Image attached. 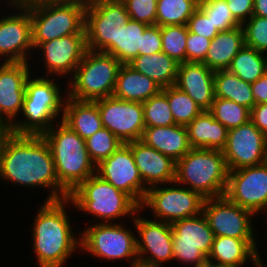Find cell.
Here are the masks:
<instances>
[{
    "label": "cell",
    "mask_w": 267,
    "mask_h": 267,
    "mask_svg": "<svg viewBox=\"0 0 267 267\" xmlns=\"http://www.w3.org/2000/svg\"><path fill=\"white\" fill-rule=\"evenodd\" d=\"M0 181L27 188H48L45 201L69 198L59 183L54 159L43 136L13 134L0 156ZM50 189V191H49Z\"/></svg>",
    "instance_id": "1"
},
{
    "label": "cell",
    "mask_w": 267,
    "mask_h": 267,
    "mask_svg": "<svg viewBox=\"0 0 267 267\" xmlns=\"http://www.w3.org/2000/svg\"><path fill=\"white\" fill-rule=\"evenodd\" d=\"M70 203L69 198L44 201L38 209L31 231L38 267H65L72 254L79 252L80 234L74 232L66 210Z\"/></svg>",
    "instance_id": "2"
},
{
    "label": "cell",
    "mask_w": 267,
    "mask_h": 267,
    "mask_svg": "<svg viewBox=\"0 0 267 267\" xmlns=\"http://www.w3.org/2000/svg\"><path fill=\"white\" fill-rule=\"evenodd\" d=\"M32 76L31 74L25 84L21 112L23 119L20 117V120L17 119L12 124L15 135L42 136L56 123V119L63 117L67 90L64 95L61 84L56 83L55 77Z\"/></svg>",
    "instance_id": "3"
},
{
    "label": "cell",
    "mask_w": 267,
    "mask_h": 267,
    "mask_svg": "<svg viewBox=\"0 0 267 267\" xmlns=\"http://www.w3.org/2000/svg\"><path fill=\"white\" fill-rule=\"evenodd\" d=\"M42 136L51 150L57 179L69 193L95 174L96 165L89 156L85 140L62 120Z\"/></svg>",
    "instance_id": "4"
},
{
    "label": "cell",
    "mask_w": 267,
    "mask_h": 267,
    "mask_svg": "<svg viewBox=\"0 0 267 267\" xmlns=\"http://www.w3.org/2000/svg\"><path fill=\"white\" fill-rule=\"evenodd\" d=\"M72 206L99 219L96 223H113L114 220L134 217L140 206L125 192L93 174L80 183L69 195Z\"/></svg>",
    "instance_id": "5"
},
{
    "label": "cell",
    "mask_w": 267,
    "mask_h": 267,
    "mask_svg": "<svg viewBox=\"0 0 267 267\" xmlns=\"http://www.w3.org/2000/svg\"><path fill=\"white\" fill-rule=\"evenodd\" d=\"M228 174L222 151L192 148L176 162L175 181L205 199L214 198L225 194Z\"/></svg>",
    "instance_id": "6"
},
{
    "label": "cell",
    "mask_w": 267,
    "mask_h": 267,
    "mask_svg": "<svg viewBox=\"0 0 267 267\" xmlns=\"http://www.w3.org/2000/svg\"><path fill=\"white\" fill-rule=\"evenodd\" d=\"M121 65L113 55L87 50L67 82V97L94 102L112 96Z\"/></svg>",
    "instance_id": "7"
},
{
    "label": "cell",
    "mask_w": 267,
    "mask_h": 267,
    "mask_svg": "<svg viewBox=\"0 0 267 267\" xmlns=\"http://www.w3.org/2000/svg\"><path fill=\"white\" fill-rule=\"evenodd\" d=\"M124 223H93L80 233V251L98 259L109 261L128 260L130 266L138 262L136 232Z\"/></svg>",
    "instance_id": "8"
},
{
    "label": "cell",
    "mask_w": 267,
    "mask_h": 267,
    "mask_svg": "<svg viewBox=\"0 0 267 267\" xmlns=\"http://www.w3.org/2000/svg\"><path fill=\"white\" fill-rule=\"evenodd\" d=\"M87 2L28 7L32 43H43L71 34H85Z\"/></svg>",
    "instance_id": "9"
},
{
    "label": "cell",
    "mask_w": 267,
    "mask_h": 267,
    "mask_svg": "<svg viewBox=\"0 0 267 267\" xmlns=\"http://www.w3.org/2000/svg\"><path fill=\"white\" fill-rule=\"evenodd\" d=\"M130 16L121 0H87L85 34L87 49L114 56V41Z\"/></svg>",
    "instance_id": "10"
},
{
    "label": "cell",
    "mask_w": 267,
    "mask_h": 267,
    "mask_svg": "<svg viewBox=\"0 0 267 267\" xmlns=\"http://www.w3.org/2000/svg\"><path fill=\"white\" fill-rule=\"evenodd\" d=\"M167 185L149 188L140 210L149 208L154 214L152 219L168 223L202 213L205 198L200 193L180 187L176 181Z\"/></svg>",
    "instance_id": "11"
},
{
    "label": "cell",
    "mask_w": 267,
    "mask_h": 267,
    "mask_svg": "<svg viewBox=\"0 0 267 267\" xmlns=\"http://www.w3.org/2000/svg\"><path fill=\"white\" fill-rule=\"evenodd\" d=\"M171 226L173 262L194 267L206 264L215 235L204 214L176 220Z\"/></svg>",
    "instance_id": "12"
},
{
    "label": "cell",
    "mask_w": 267,
    "mask_h": 267,
    "mask_svg": "<svg viewBox=\"0 0 267 267\" xmlns=\"http://www.w3.org/2000/svg\"><path fill=\"white\" fill-rule=\"evenodd\" d=\"M2 6H8L14 12L7 10L10 15L6 13L0 18V58L4 59L3 62L30 63L29 59H33L31 56L35 51L32 45L29 8L18 3H6Z\"/></svg>",
    "instance_id": "13"
},
{
    "label": "cell",
    "mask_w": 267,
    "mask_h": 267,
    "mask_svg": "<svg viewBox=\"0 0 267 267\" xmlns=\"http://www.w3.org/2000/svg\"><path fill=\"white\" fill-rule=\"evenodd\" d=\"M202 213L215 236L236 239H256L253 217L255 214L230 201L225 195L206 198Z\"/></svg>",
    "instance_id": "14"
},
{
    "label": "cell",
    "mask_w": 267,
    "mask_h": 267,
    "mask_svg": "<svg viewBox=\"0 0 267 267\" xmlns=\"http://www.w3.org/2000/svg\"><path fill=\"white\" fill-rule=\"evenodd\" d=\"M230 201L255 215L267 212V161L229 171L224 194Z\"/></svg>",
    "instance_id": "15"
},
{
    "label": "cell",
    "mask_w": 267,
    "mask_h": 267,
    "mask_svg": "<svg viewBox=\"0 0 267 267\" xmlns=\"http://www.w3.org/2000/svg\"><path fill=\"white\" fill-rule=\"evenodd\" d=\"M139 212L140 209L131 219L139 237H136L138 262L157 267L173 262L171 223L137 216Z\"/></svg>",
    "instance_id": "16"
},
{
    "label": "cell",
    "mask_w": 267,
    "mask_h": 267,
    "mask_svg": "<svg viewBox=\"0 0 267 267\" xmlns=\"http://www.w3.org/2000/svg\"><path fill=\"white\" fill-rule=\"evenodd\" d=\"M98 105L102 125L122 144L141 140L145 124L143 105L108 96L94 101Z\"/></svg>",
    "instance_id": "17"
},
{
    "label": "cell",
    "mask_w": 267,
    "mask_h": 267,
    "mask_svg": "<svg viewBox=\"0 0 267 267\" xmlns=\"http://www.w3.org/2000/svg\"><path fill=\"white\" fill-rule=\"evenodd\" d=\"M95 174L128 194L139 206L142 204L148 188L143 183L128 144H122L108 158L100 161Z\"/></svg>",
    "instance_id": "18"
},
{
    "label": "cell",
    "mask_w": 267,
    "mask_h": 267,
    "mask_svg": "<svg viewBox=\"0 0 267 267\" xmlns=\"http://www.w3.org/2000/svg\"><path fill=\"white\" fill-rule=\"evenodd\" d=\"M34 50L40 56L47 72L46 77H61L74 75L75 69L82 61L87 49L86 34H71L43 43H32ZM54 75V76H53ZM65 76V77H64Z\"/></svg>",
    "instance_id": "19"
},
{
    "label": "cell",
    "mask_w": 267,
    "mask_h": 267,
    "mask_svg": "<svg viewBox=\"0 0 267 267\" xmlns=\"http://www.w3.org/2000/svg\"><path fill=\"white\" fill-rule=\"evenodd\" d=\"M229 171L267 161L264 134L251 122L228 130L222 151Z\"/></svg>",
    "instance_id": "20"
},
{
    "label": "cell",
    "mask_w": 267,
    "mask_h": 267,
    "mask_svg": "<svg viewBox=\"0 0 267 267\" xmlns=\"http://www.w3.org/2000/svg\"><path fill=\"white\" fill-rule=\"evenodd\" d=\"M30 68L26 62L0 63V119L11 125L22 112L25 84L32 73Z\"/></svg>",
    "instance_id": "21"
},
{
    "label": "cell",
    "mask_w": 267,
    "mask_h": 267,
    "mask_svg": "<svg viewBox=\"0 0 267 267\" xmlns=\"http://www.w3.org/2000/svg\"><path fill=\"white\" fill-rule=\"evenodd\" d=\"M127 144L132 150L139 174L148 189L175 181L176 162L173 159L141 140Z\"/></svg>",
    "instance_id": "22"
},
{
    "label": "cell",
    "mask_w": 267,
    "mask_h": 267,
    "mask_svg": "<svg viewBox=\"0 0 267 267\" xmlns=\"http://www.w3.org/2000/svg\"><path fill=\"white\" fill-rule=\"evenodd\" d=\"M258 244L255 239L215 236L207 261L219 267H245L249 261L254 267H262L265 263L261 259Z\"/></svg>",
    "instance_id": "23"
},
{
    "label": "cell",
    "mask_w": 267,
    "mask_h": 267,
    "mask_svg": "<svg viewBox=\"0 0 267 267\" xmlns=\"http://www.w3.org/2000/svg\"><path fill=\"white\" fill-rule=\"evenodd\" d=\"M214 74L215 71L203 63H181L175 86L184 91L202 110H209L215 99Z\"/></svg>",
    "instance_id": "24"
},
{
    "label": "cell",
    "mask_w": 267,
    "mask_h": 267,
    "mask_svg": "<svg viewBox=\"0 0 267 267\" xmlns=\"http://www.w3.org/2000/svg\"><path fill=\"white\" fill-rule=\"evenodd\" d=\"M141 141L170 157L175 162L192 149L186 126L178 124L145 128Z\"/></svg>",
    "instance_id": "25"
},
{
    "label": "cell",
    "mask_w": 267,
    "mask_h": 267,
    "mask_svg": "<svg viewBox=\"0 0 267 267\" xmlns=\"http://www.w3.org/2000/svg\"><path fill=\"white\" fill-rule=\"evenodd\" d=\"M186 129L192 148L223 151L226 146L228 129L208 110H203Z\"/></svg>",
    "instance_id": "26"
},
{
    "label": "cell",
    "mask_w": 267,
    "mask_h": 267,
    "mask_svg": "<svg viewBox=\"0 0 267 267\" xmlns=\"http://www.w3.org/2000/svg\"><path fill=\"white\" fill-rule=\"evenodd\" d=\"M162 90L151 78L122 64L112 96L131 102H145Z\"/></svg>",
    "instance_id": "27"
},
{
    "label": "cell",
    "mask_w": 267,
    "mask_h": 267,
    "mask_svg": "<svg viewBox=\"0 0 267 267\" xmlns=\"http://www.w3.org/2000/svg\"><path fill=\"white\" fill-rule=\"evenodd\" d=\"M245 46L242 25L220 31L211 41L205 60L202 62L213 71L227 70L238 51Z\"/></svg>",
    "instance_id": "28"
},
{
    "label": "cell",
    "mask_w": 267,
    "mask_h": 267,
    "mask_svg": "<svg viewBox=\"0 0 267 267\" xmlns=\"http://www.w3.org/2000/svg\"><path fill=\"white\" fill-rule=\"evenodd\" d=\"M61 120L84 140L103 128L98 105L92 101L67 97Z\"/></svg>",
    "instance_id": "29"
},
{
    "label": "cell",
    "mask_w": 267,
    "mask_h": 267,
    "mask_svg": "<svg viewBox=\"0 0 267 267\" xmlns=\"http://www.w3.org/2000/svg\"><path fill=\"white\" fill-rule=\"evenodd\" d=\"M129 65L136 71L151 78L159 87L175 85L179 63L165 52L152 55H138Z\"/></svg>",
    "instance_id": "30"
},
{
    "label": "cell",
    "mask_w": 267,
    "mask_h": 267,
    "mask_svg": "<svg viewBox=\"0 0 267 267\" xmlns=\"http://www.w3.org/2000/svg\"><path fill=\"white\" fill-rule=\"evenodd\" d=\"M215 98H223L243 105L250 110L255 106L251 83L245 82L228 70L215 71Z\"/></svg>",
    "instance_id": "31"
},
{
    "label": "cell",
    "mask_w": 267,
    "mask_h": 267,
    "mask_svg": "<svg viewBox=\"0 0 267 267\" xmlns=\"http://www.w3.org/2000/svg\"><path fill=\"white\" fill-rule=\"evenodd\" d=\"M147 26L130 19L118 29L114 41V57L122 64H129L141 55L142 34Z\"/></svg>",
    "instance_id": "32"
},
{
    "label": "cell",
    "mask_w": 267,
    "mask_h": 267,
    "mask_svg": "<svg viewBox=\"0 0 267 267\" xmlns=\"http://www.w3.org/2000/svg\"><path fill=\"white\" fill-rule=\"evenodd\" d=\"M227 70L243 81L253 83L266 73L265 53L245 45Z\"/></svg>",
    "instance_id": "33"
},
{
    "label": "cell",
    "mask_w": 267,
    "mask_h": 267,
    "mask_svg": "<svg viewBox=\"0 0 267 267\" xmlns=\"http://www.w3.org/2000/svg\"><path fill=\"white\" fill-rule=\"evenodd\" d=\"M200 0H157L156 25H187Z\"/></svg>",
    "instance_id": "34"
},
{
    "label": "cell",
    "mask_w": 267,
    "mask_h": 267,
    "mask_svg": "<svg viewBox=\"0 0 267 267\" xmlns=\"http://www.w3.org/2000/svg\"><path fill=\"white\" fill-rule=\"evenodd\" d=\"M208 111L228 130L248 123L251 117L249 108L223 98H215Z\"/></svg>",
    "instance_id": "35"
},
{
    "label": "cell",
    "mask_w": 267,
    "mask_h": 267,
    "mask_svg": "<svg viewBox=\"0 0 267 267\" xmlns=\"http://www.w3.org/2000/svg\"><path fill=\"white\" fill-rule=\"evenodd\" d=\"M167 100L174 122L178 125L187 126L203 111L194 100L175 85L167 87Z\"/></svg>",
    "instance_id": "36"
},
{
    "label": "cell",
    "mask_w": 267,
    "mask_h": 267,
    "mask_svg": "<svg viewBox=\"0 0 267 267\" xmlns=\"http://www.w3.org/2000/svg\"><path fill=\"white\" fill-rule=\"evenodd\" d=\"M146 128L166 127L176 124L167 100V87L157 95L142 102Z\"/></svg>",
    "instance_id": "37"
},
{
    "label": "cell",
    "mask_w": 267,
    "mask_h": 267,
    "mask_svg": "<svg viewBox=\"0 0 267 267\" xmlns=\"http://www.w3.org/2000/svg\"><path fill=\"white\" fill-rule=\"evenodd\" d=\"M162 52L177 63L186 62L187 25H170L161 27Z\"/></svg>",
    "instance_id": "38"
},
{
    "label": "cell",
    "mask_w": 267,
    "mask_h": 267,
    "mask_svg": "<svg viewBox=\"0 0 267 267\" xmlns=\"http://www.w3.org/2000/svg\"><path fill=\"white\" fill-rule=\"evenodd\" d=\"M85 144L89 156L95 165L108 158L122 145L121 141L104 127L87 138Z\"/></svg>",
    "instance_id": "39"
},
{
    "label": "cell",
    "mask_w": 267,
    "mask_h": 267,
    "mask_svg": "<svg viewBox=\"0 0 267 267\" xmlns=\"http://www.w3.org/2000/svg\"><path fill=\"white\" fill-rule=\"evenodd\" d=\"M220 31L241 26L231 14L226 0H200L198 7Z\"/></svg>",
    "instance_id": "40"
},
{
    "label": "cell",
    "mask_w": 267,
    "mask_h": 267,
    "mask_svg": "<svg viewBox=\"0 0 267 267\" xmlns=\"http://www.w3.org/2000/svg\"><path fill=\"white\" fill-rule=\"evenodd\" d=\"M245 45L267 53V17L252 15L242 24Z\"/></svg>",
    "instance_id": "41"
},
{
    "label": "cell",
    "mask_w": 267,
    "mask_h": 267,
    "mask_svg": "<svg viewBox=\"0 0 267 267\" xmlns=\"http://www.w3.org/2000/svg\"><path fill=\"white\" fill-rule=\"evenodd\" d=\"M131 20L146 25L156 24L157 0H121Z\"/></svg>",
    "instance_id": "42"
},
{
    "label": "cell",
    "mask_w": 267,
    "mask_h": 267,
    "mask_svg": "<svg viewBox=\"0 0 267 267\" xmlns=\"http://www.w3.org/2000/svg\"><path fill=\"white\" fill-rule=\"evenodd\" d=\"M212 39L188 31L186 41V62L202 63L205 60Z\"/></svg>",
    "instance_id": "43"
},
{
    "label": "cell",
    "mask_w": 267,
    "mask_h": 267,
    "mask_svg": "<svg viewBox=\"0 0 267 267\" xmlns=\"http://www.w3.org/2000/svg\"><path fill=\"white\" fill-rule=\"evenodd\" d=\"M189 32L199 34L208 39H213L219 30L214 26L211 19H209L199 8L192 14L187 22Z\"/></svg>",
    "instance_id": "44"
},
{
    "label": "cell",
    "mask_w": 267,
    "mask_h": 267,
    "mask_svg": "<svg viewBox=\"0 0 267 267\" xmlns=\"http://www.w3.org/2000/svg\"><path fill=\"white\" fill-rule=\"evenodd\" d=\"M157 52H162L161 27L156 24L148 25L142 34L141 55Z\"/></svg>",
    "instance_id": "45"
},
{
    "label": "cell",
    "mask_w": 267,
    "mask_h": 267,
    "mask_svg": "<svg viewBox=\"0 0 267 267\" xmlns=\"http://www.w3.org/2000/svg\"><path fill=\"white\" fill-rule=\"evenodd\" d=\"M235 20L242 25L253 15V0H226Z\"/></svg>",
    "instance_id": "46"
},
{
    "label": "cell",
    "mask_w": 267,
    "mask_h": 267,
    "mask_svg": "<svg viewBox=\"0 0 267 267\" xmlns=\"http://www.w3.org/2000/svg\"><path fill=\"white\" fill-rule=\"evenodd\" d=\"M250 121L263 133H267V103L255 105L251 109Z\"/></svg>",
    "instance_id": "47"
},
{
    "label": "cell",
    "mask_w": 267,
    "mask_h": 267,
    "mask_svg": "<svg viewBox=\"0 0 267 267\" xmlns=\"http://www.w3.org/2000/svg\"><path fill=\"white\" fill-rule=\"evenodd\" d=\"M255 105L267 103V73L251 83Z\"/></svg>",
    "instance_id": "48"
},
{
    "label": "cell",
    "mask_w": 267,
    "mask_h": 267,
    "mask_svg": "<svg viewBox=\"0 0 267 267\" xmlns=\"http://www.w3.org/2000/svg\"><path fill=\"white\" fill-rule=\"evenodd\" d=\"M74 2H87V0H19L17 3L23 7H39L48 4H69Z\"/></svg>",
    "instance_id": "49"
},
{
    "label": "cell",
    "mask_w": 267,
    "mask_h": 267,
    "mask_svg": "<svg viewBox=\"0 0 267 267\" xmlns=\"http://www.w3.org/2000/svg\"><path fill=\"white\" fill-rule=\"evenodd\" d=\"M12 135V125L3 119H0V156L2 154L6 141Z\"/></svg>",
    "instance_id": "50"
},
{
    "label": "cell",
    "mask_w": 267,
    "mask_h": 267,
    "mask_svg": "<svg viewBox=\"0 0 267 267\" xmlns=\"http://www.w3.org/2000/svg\"><path fill=\"white\" fill-rule=\"evenodd\" d=\"M253 15L267 17V0H253Z\"/></svg>",
    "instance_id": "51"
},
{
    "label": "cell",
    "mask_w": 267,
    "mask_h": 267,
    "mask_svg": "<svg viewBox=\"0 0 267 267\" xmlns=\"http://www.w3.org/2000/svg\"><path fill=\"white\" fill-rule=\"evenodd\" d=\"M130 267H157V266H150V265H146L140 262L134 263L133 265H131Z\"/></svg>",
    "instance_id": "52"
},
{
    "label": "cell",
    "mask_w": 267,
    "mask_h": 267,
    "mask_svg": "<svg viewBox=\"0 0 267 267\" xmlns=\"http://www.w3.org/2000/svg\"><path fill=\"white\" fill-rule=\"evenodd\" d=\"M264 139H265V150H266V153H267V133L264 134Z\"/></svg>",
    "instance_id": "53"
},
{
    "label": "cell",
    "mask_w": 267,
    "mask_h": 267,
    "mask_svg": "<svg viewBox=\"0 0 267 267\" xmlns=\"http://www.w3.org/2000/svg\"><path fill=\"white\" fill-rule=\"evenodd\" d=\"M18 1L19 0H5V3H17Z\"/></svg>",
    "instance_id": "54"
},
{
    "label": "cell",
    "mask_w": 267,
    "mask_h": 267,
    "mask_svg": "<svg viewBox=\"0 0 267 267\" xmlns=\"http://www.w3.org/2000/svg\"><path fill=\"white\" fill-rule=\"evenodd\" d=\"M195 267H211V264L207 262V263L204 264V265H201V266H195Z\"/></svg>",
    "instance_id": "55"
},
{
    "label": "cell",
    "mask_w": 267,
    "mask_h": 267,
    "mask_svg": "<svg viewBox=\"0 0 267 267\" xmlns=\"http://www.w3.org/2000/svg\"><path fill=\"white\" fill-rule=\"evenodd\" d=\"M265 60H266V73H267V53H265Z\"/></svg>",
    "instance_id": "56"
},
{
    "label": "cell",
    "mask_w": 267,
    "mask_h": 267,
    "mask_svg": "<svg viewBox=\"0 0 267 267\" xmlns=\"http://www.w3.org/2000/svg\"><path fill=\"white\" fill-rule=\"evenodd\" d=\"M3 2H4V4H5V1H3V0H0V5H1Z\"/></svg>",
    "instance_id": "57"
}]
</instances>
